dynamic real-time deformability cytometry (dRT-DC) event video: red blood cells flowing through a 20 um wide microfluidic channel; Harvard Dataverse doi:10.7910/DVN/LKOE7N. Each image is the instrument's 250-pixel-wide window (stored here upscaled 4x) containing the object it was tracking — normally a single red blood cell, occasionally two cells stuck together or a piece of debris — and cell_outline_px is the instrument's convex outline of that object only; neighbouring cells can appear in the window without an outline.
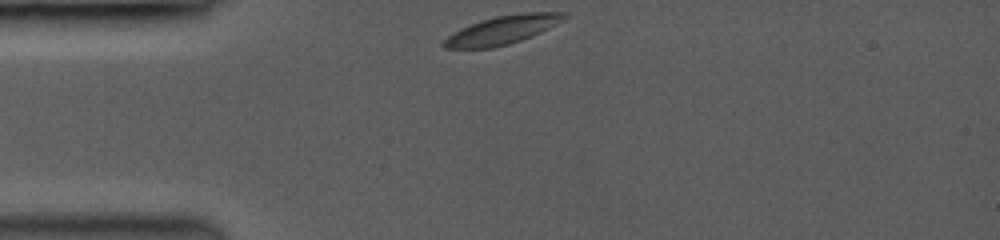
{"species": "common noctule bat (a hibernating species)", "species_latin": "Nyctalus noctula", "temperature_condition": "room temperature", "stored_images_in_passage": 15, "camera_frame_rate_fps": 3500, "um_per_image_px": 0.085, "animal": {"sex": "female", "body_mass_g": 19.0, "forearm_length_mm": 53.3}, "frame": {"image": 1, "passage_image": 1, "time_ms": 0.0, "image_size_px": [1000, 240], "cell_outline_px": [[568, 16], [564, 20], [540, 32], [520, 40], [508, 44], [492, 48], [444, 48], [440, 44], [452, 32], [460, 28], [480, 20], [496, 16], [524, 12], [564, 12]], "centroid_in_image_um": [42.67, 2.54], "position_along_channel_um": 42.3, "area_um2": 19.88}}
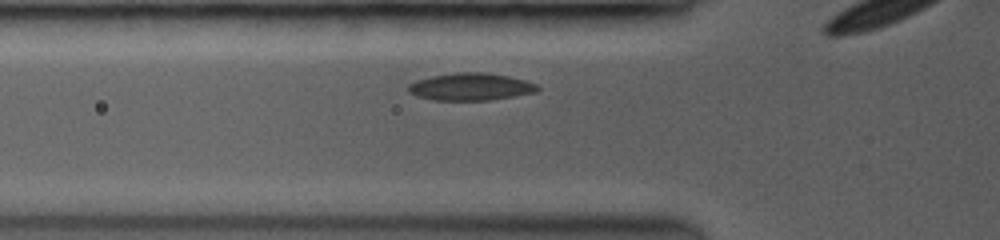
{"frame": {"image": 2, "passage_image": 6, "time_ms": 1.714, "image_size_px": [1000, 240], "cell_outline_px": [[540, 88], [536, 92], [488, 100], [436, 100], [420, 96], [408, 92], [408, 84], [416, 80], [432, 76], [452, 72], [488, 72], [508, 76], [524, 80], [536, 84]], "centroid_in_image_um": [40.0, 7.36], "position_along_channel_um": 85.8, "area_um2": 20.46}}